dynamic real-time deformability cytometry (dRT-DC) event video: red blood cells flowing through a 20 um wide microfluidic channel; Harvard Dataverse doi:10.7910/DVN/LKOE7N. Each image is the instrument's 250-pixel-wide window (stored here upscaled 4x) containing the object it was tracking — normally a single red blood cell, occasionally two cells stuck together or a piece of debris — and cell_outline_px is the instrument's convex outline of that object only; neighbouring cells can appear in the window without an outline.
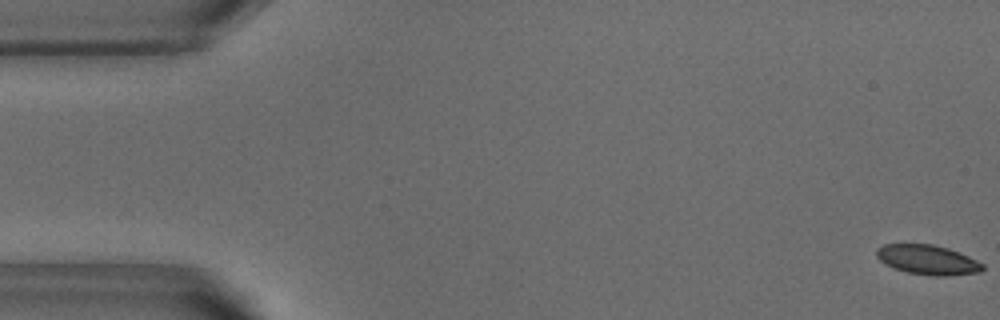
{"species": "common noctule bat (a hibernating species)", "species_latin": "Nyctalus noctula", "temperature_condition": "warm", "stored_images_in_passage": 54, "segment_of_instrument_passage": [1, 2], "camera_frame_rate_fps": 3000, "um_per_image_px": 0.085, "animal": {"sex": "male", "body_mass_g": 18.8}, "frame": {"image": 1, "passage_image": 1, "time_ms": 0.0, "image_size_px": [1000, 320], "cell_outline_px": [[984, 268], [980, 272], [948, 276], [936, 276], [908, 272], [884, 264], [876, 256], [876, 248], [884, 244], [932, 244], [948, 248], [968, 256], [984, 264]], "centroid_in_image_um": [78.85, 22.08], "position_along_channel_um": 6.2, "area_um2": 18.26}}
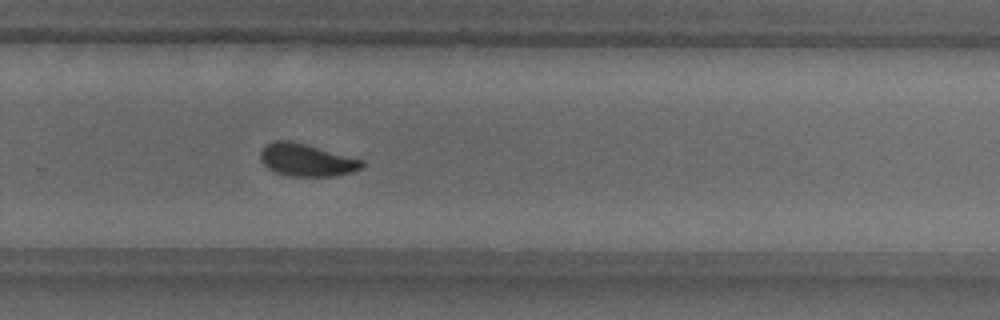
{"frame": {"image": 2, "passage_image": 35, "time_ms": 11.333, "image_size_px": [1000, 320], "cell_outline_px": [[364, 168], [352, 172], [336, 176], [288, 176], [276, 172], [268, 168], [260, 160], [260, 152], [268, 144], [276, 140], [292, 140], [364, 160]], "centroid_in_image_um": [26.09, 13.6], "position_along_channel_um": 303.7, "area_um2": 19.31}}
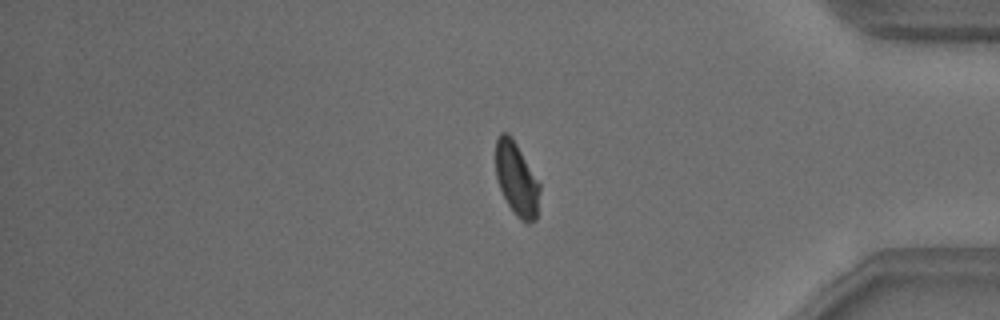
{"frame": {"image": 3, "passage_image": 44, "time_ms": 14.333, "image_size_px": [1000, 320], "cell_outline_px": [[540, 188], [536, 220], [528, 224], [520, 220], [516, 216], [508, 204], [500, 188], [496, 176], [496, 140], [500, 132], [508, 132], [516, 144], [540, 184]], "centroid_in_image_um": [43.91, 15.24], "position_along_channel_um": 391.3, "area_um2": 18.61}}